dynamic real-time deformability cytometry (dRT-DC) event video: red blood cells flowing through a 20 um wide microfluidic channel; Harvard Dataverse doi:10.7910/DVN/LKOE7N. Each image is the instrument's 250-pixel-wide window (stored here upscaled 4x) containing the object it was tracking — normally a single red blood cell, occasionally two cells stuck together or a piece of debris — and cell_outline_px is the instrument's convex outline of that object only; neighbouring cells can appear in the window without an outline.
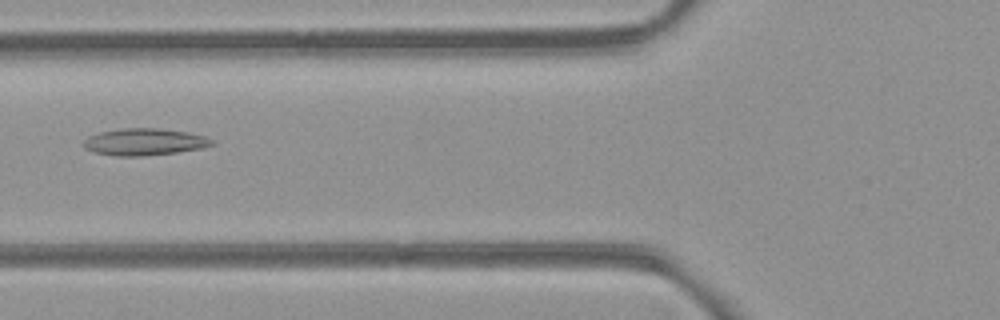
{"species": "common noctule bat (a hibernating species)", "species_latin": "Nyctalus noctula", "temperature_condition": "room temperature", "stored_images_in_passage": 38, "camera_frame_rate_fps": 3000, "um_per_image_px": 0.085, "animal": {"sex": "female", "body_mass_g": 21.9}, "frame": {"image": 1, "passage_image": 6, "time_ms": 1.667, "image_size_px": [1000, 320], "cell_outline_px": [[216, 144], [200, 148], [176, 152], [140, 156], [116, 156], [92, 152], [84, 148], [84, 140], [88, 136], [100, 132], [124, 128], [160, 128], [188, 132], [204, 136], [216, 140]], "centroid_in_image_um": [12.28, 12.06], "position_along_channel_um": 113.5, "area_um2": 20.17}}
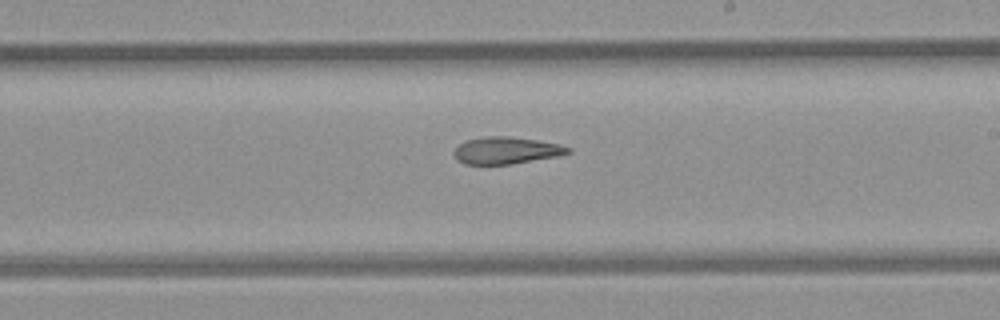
{"frame": {"image": 2, "passage_image": 16, "time_ms": 5.0, "image_size_px": [1000, 320], "cell_outline_px": [[572, 152], [560, 156], [508, 164], [464, 164], [456, 160], [452, 152], [464, 140], [484, 136], [508, 136], [536, 140], [560, 144], [572, 148]], "centroid_in_image_um": [43.02, 12.78], "position_along_channel_um": 246.0, "area_um2": 18.09}}
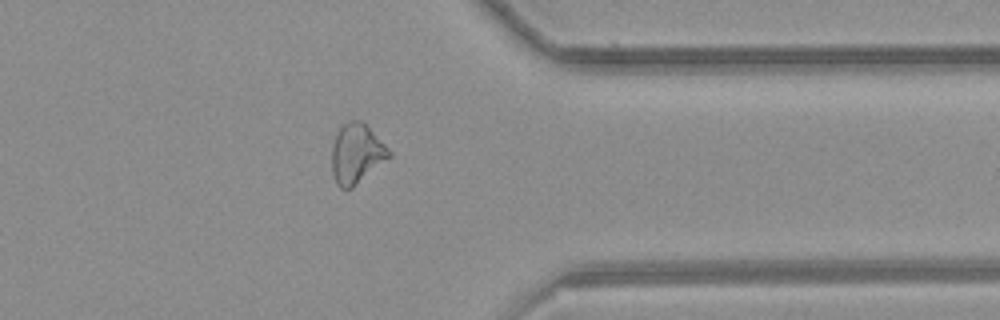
{"frame": {"image": 3, "passage_image": 27, "time_ms": 8.667, "image_size_px": [1000, 320], "cell_outline_px": [[392, 156], [352, 188], [340, 188], [336, 184], [332, 172], [332, 148], [336, 132], [348, 120], [360, 120], [392, 152]], "centroid_in_image_um": [30.29, 13.08], "position_along_channel_um": 381.1, "area_um2": 19.71}, "authors_computed_cell_mechanics": {"area_um2": 19.5942, "velocity_mm_per_s": 3.9614, "shape_relaxation_time_tau1_ms": null, "shape_relaxation_time_tau2_ms": 4.4953, "deformation_change_tau1": null, "deformation_change_tau2": 0.1455}}